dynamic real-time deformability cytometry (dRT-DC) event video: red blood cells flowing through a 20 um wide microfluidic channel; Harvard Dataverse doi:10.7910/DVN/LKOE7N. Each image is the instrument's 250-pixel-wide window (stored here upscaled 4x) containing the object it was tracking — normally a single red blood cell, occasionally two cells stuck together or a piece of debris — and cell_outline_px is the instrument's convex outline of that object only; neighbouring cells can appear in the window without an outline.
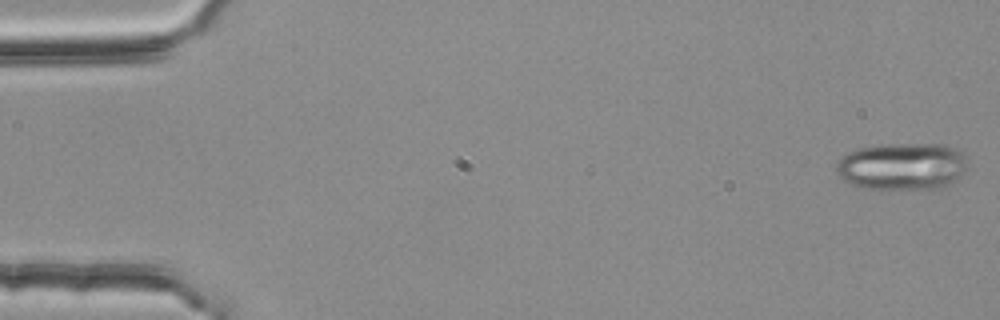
{"species": "common noctule bat (a hibernating species)", "species_latin": "Nyctalus noctula", "temperature_condition": "room temperature", "stored_images_in_passage": 54, "camera_frame_rate_fps": 3000, "um_per_image_px": 0.085, "animal": {"sex": "female", "body_mass_g": 25.1}, "frame": {"image": 1, "passage_image": 1, "time_ms": 0.0, "image_size_px": [1000, 320], "cell_outline_px": [[968, 160], [964, 172], [940, 188], [868, 188], [852, 184], [836, 176], [836, 164], [848, 152], [856, 148], [876, 144], [944, 144], [960, 152]], "centroid_in_image_um": [76.63, 14.11], "position_along_channel_um": 8.4, "area_um2": 35.78}}
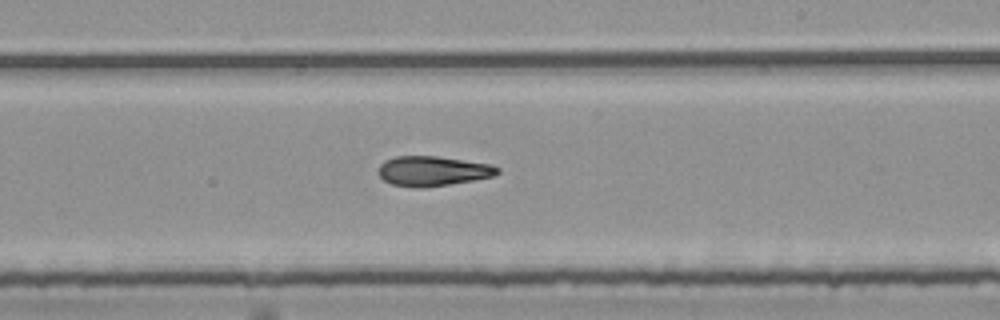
{"frame": {"image": 2, "passage_image": 32, "time_ms": 10.333, "image_size_px": [1000, 320], "cell_outline_px": [[500, 172], [492, 176], [472, 180], [448, 184], [420, 188], [416, 188], [392, 184], [384, 180], [380, 176], [380, 164], [384, 160], [396, 156], [436, 156], [492, 164], [500, 168]], "centroid_in_image_um": [36.79, 14.53], "position_along_channel_um": 252.2, "area_um2": 20.52}}
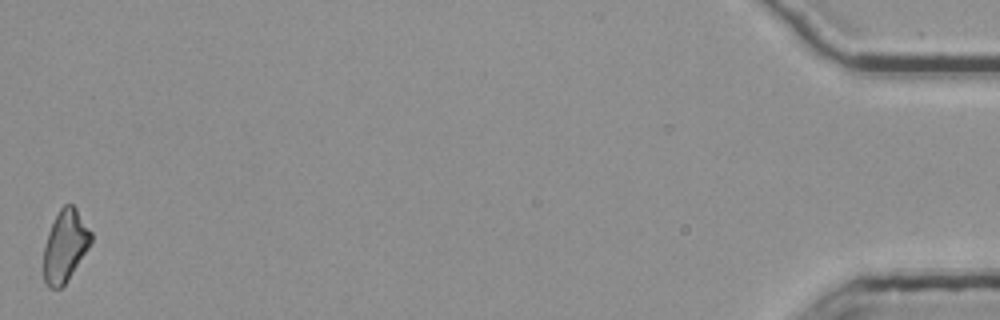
{"frame": {"image": 3, "passage_image": 54, "time_ms": 17.667, "image_size_px": [1000, 320], "cell_outline_px": [[92, 240], [88, 248], [64, 284], [60, 288], [48, 288], [44, 284], [44, 244], [48, 232], [60, 208], [64, 204], [72, 204], [76, 208], [92, 232]], "centroid_in_image_um": [5.52, 20.89], "position_along_channel_um": 429.7, "area_um2": 19.59}, "authors_computed_cell_mechanics": {"area_um2": 20.9525, "velocity_mm_per_s": 3.7752, "shape_relaxation_time_tau1_ms": 9.3191, "shape_relaxation_time_tau2_ms": 6.8515, "deformation_change_tau1": 0.237, "deformation_change_tau2": 0.1906}}